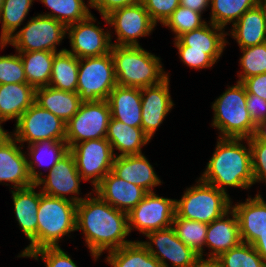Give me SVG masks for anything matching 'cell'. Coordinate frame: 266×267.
Returning a JSON list of instances; mask_svg holds the SVG:
<instances>
[{
	"label": "cell",
	"mask_w": 266,
	"mask_h": 267,
	"mask_svg": "<svg viewBox=\"0 0 266 267\" xmlns=\"http://www.w3.org/2000/svg\"><path fill=\"white\" fill-rule=\"evenodd\" d=\"M76 203L41 192L37 212V250L60 247L64 236L76 231Z\"/></svg>",
	"instance_id": "5"
},
{
	"label": "cell",
	"mask_w": 266,
	"mask_h": 267,
	"mask_svg": "<svg viewBox=\"0 0 266 267\" xmlns=\"http://www.w3.org/2000/svg\"><path fill=\"white\" fill-rule=\"evenodd\" d=\"M9 134L0 142V183H11L13 189L32 186L27 166L26 152L21 144Z\"/></svg>",
	"instance_id": "19"
},
{
	"label": "cell",
	"mask_w": 266,
	"mask_h": 267,
	"mask_svg": "<svg viewBox=\"0 0 266 267\" xmlns=\"http://www.w3.org/2000/svg\"><path fill=\"white\" fill-rule=\"evenodd\" d=\"M111 118L127 126L141 128L142 100L141 89L116 85L107 99Z\"/></svg>",
	"instance_id": "25"
},
{
	"label": "cell",
	"mask_w": 266,
	"mask_h": 267,
	"mask_svg": "<svg viewBox=\"0 0 266 267\" xmlns=\"http://www.w3.org/2000/svg\"><path fill=\"white\" fill-rule=\"evenodd\" d=\"M35 102V89L28 83L0 84V120L20 118Z\"/></svg>",
	"instance_id": "27"
},
{
	"label": "cell",
	"mask_w": 266,
	"mask_h": 267,
	"mask_svg": "<svg viewBox=\"0 0 266 267\" xmlns=\"http://www.w3.org/2000/svg\"><path fill=\"white\" fill-rule=\"evenodd\" d=\"M216 260L219 267H266V262L256 249L251 244L243 242L223 252Z\"/></svg>",
	"instance_id": "38"
},
{
	"label": "cell",
	"mask_w": 266,
	"mask_h": 267,
	"mask_svg": "<svg viewBox=\"0 0 266 267\" xmlns=\"http://www.w3.org/2000/svg\"><path fill=\"white\" fill-rule=\"evenodd\" d=\"M11 134L22 146L43 141H65L66 123L36 102L15 123Z\"/></svg>",
	"instance_id": "9"
},
{
	"label": "cell",
	"mask_w": 266,
	"mask_h": 267,
	"mask_svg": "<svg viewBox=\"0 0 266 267\" xmlns=\"http://www.w3.org/2000/svg\"><path fill=\"white\" fill-rule=\"evenodd\" d=\"M226 36L227 32L223 28L208 22L173 41L175 46H188V50L204 51L217 63L228 44Z\"/></svg>",
	"instance_id": "24"
},
{
	"label": "cell",
	"mask_w": 266,
	"mask_h": 267,
	"mask_svg": "<svg viewBox=\"0 0 266 267\" xmlns=\"http://www.w3.org/2000/svg\"><path fill=\"white\" fill-rule=\"evenodd\" d=\"M67 35V27L52 17L38 14L30 17L26 25L13 34L0 49L10 44L17 52L51 51L57 53V45Z\"/></svg>",
	"instance_id": "7"
},
{
	"label": "cell",
	"mask_w": 266,
	"mask_h": 267,
	"mask_svg": "<svg viewBox=\"0 0 266 267\" xmlns=\"http://www.w3.org/2000/svg\"><path fill=\"white\" fill-rule=\"evenodd\" d=\"M102 18L114 27L117 41L112 45L118 46H140L137 38L149 36L156 26L142 2L115 9Z\"/></svg>",
	"instance_id": "13"
},
{
	"label": "cell",
	"mask_w": 266,
	"mask_h": 267,
	"mask_svg": "<svg viewBox=\"0 0 266 267\" xmlns=\"http://www.w3.org/2000/svg\"><path fill=\"white\" fill-rule=\"evenodd\" d=\"M110 119L107 100L82 102L78 112L66 123L68 148L82 141L106 138Z\"/></svg>",
	"instance_id": "10"
},
{
	"label": "cell",
	"mask_w": 266,
	"mask_h": 267,
	"mask_svg": "<svg viewBox=\"0 0 266 267\" xmlns=\"http://www.w3.org/2000/svg\"><path fill=\"white\" fill-rule=\"evenodd\" d=\"M248 141H261L266 142V120L261 121L255 125V130Z\"/></svg>",
	"instance_id": "50"
},
{
	"label": "cell",
	"mask_w": 266,
	"mask_h": 267,
	"mask_svg": "<svg viewBox=\"0 0 266 267\" xmlns=\"http://www.w3.org/2000/svg\"><path fill=\"white\" fill-rule=\"evenodd\" d=\"M106 263L111 267H164L139 240L109 251Z\"/></svg>",
	"instance_id": "32"
},
{
	"label": "cell",
	"mask_w": 266,
	"mask_h": 267,
	"mask_svg": "<svg viewBox=\"0 0 266 267\" xmlns=\"http://www.w3.org/2000/svg\"><path fill=\"white\" fill-rule=\"evenodd\" d=\"M103 201L129 213L148 193L142 187L117 177L112 171L92 189Z\"/></svg>",
	"instance_id": "20"
},
{
	"label": "cell",
	"mask_w": 266,
	"mask_h": 267,
	"mask_svg": "<svg viewBox=\"0 0 266 267\" xmlns=\"http://www.w3.org/2000/svg\"><path fill=\"white\" fill-rule=\"evenodd\" d=\"M240 50L242 56L239 64L242 71L237 73L239 77L237 82L266 73V43L240 48Z\"/></svg>",
	"instance_id": "39"
},
{
	"label": "cell",
	"mask_w": 266,
	"mask_h": 267,
	"mask_svg": "<svg viewBox=\"0 0 266 267\" xmlns=\"http://www.w3.org/2000/svg\"><path fill=\"white\" fill-rule=\"evenodd\" d=\"M29 258H38L44 261L45 267H78L71 259L70 255L63 251L61 247H45L34 251Z\"/></svg>",
	"instance_id": "42"
},
{
	"label": "cell",
	"mask_w": 266,
	"mask_h": 267,
	"mask_svg": "<svg viewBox=\"0 0 266 267\" xmlns=\"http://www.w3.org/2000/svg\"><path fill=\"white\" fill-rule=\"evenodd\" d=\"M199 179L227 194V187L251 188L254 177L248 139L218 137L212 157Z\"/></svg>",
	"instance_id": "2"
},
{
	"label": "cell",
	"mask_w": 266,
	"mask_h": 267,
	"mask_svg": "<svg viewBox=\"0 0 266 267\" xmlns=\"http://www.w3.org/2000/svg\"><path fill=\"white\" fill-rule=\"evenodd\" d=\"M207 22L202 19V14L191 9L178 6L163 26L168 27L174 34V40L180 35L198 29Z\"/></svg>",
	"instance_id": "40"
},
{
	"label": "cell",
	"mask_w": 266,
	"mask_h": 267,
	"mask_svg": "<svg viewBox=\"0 0 266 267\" xmlns=\"http://www.w3.org/2000/svg\"><path fill=\"white\" fill-rule=\"evenodd\" d=\"M175 200V213L184 219L209 224L231 209L230 195L200 179Z\"/></svg>",
	"instance_id": "6"
},
{
	"label": "cell",
	"mask_w": 266,
	"mask_h": 267,
	"mask_svg": "<svg viewBox=\"0 0 266 267\" xmlns=\"http://www.w3.org/2000/svg\"><path fill=\"white\" fill-rule=\"evenodd\" d=\"M211 108L214 111L211 125L219 130V138L252 137L255 124L247 111V91L241 82L228 86Z\"/></svg>",
	"instance_id": "4"
},
{
	"label": "cell",
	"mask_w": 266,
	"mask_h": 267,
	"mask_svg": "<svg viewBox=\"0 0 266 267\" xmlns=\"http://www.w3.org/2000/svg\"><path fill=\"white\" fill-rule=\"evenodd\" d=\"M17 53L21 56L27 83L34 89L48 86L56 52L32 51Z\"/></svg>",
	"instance_id": "33"
},
{
	"label": "cell",
	"mask_w": 266,
	"mask_h": 267,
	"mask_svg": "<svg viewBox=\"0 0 266 267\" xmlns=\"http://www.w3.org/2000/svg\"><path fill=\"white\" fill-rule=\"evenodd\" d=\"M258 5L262 8L266 17V0H258Z\"/></svg>",
	"instance_id": "54"
},
{
	"label": "cell",
	"mask_w": 266,
	"mask_h": 267,
	"mask_svg": "<svg viewBox=\"0 0 266 267\" xmlns=\"http://www.w3.org/2000/svg\"><path fill=\"white\" fill-rule=\"evenodd\" d=\"M111 56L119 86L142 89L159 84L169 76L161 59L142 46L112 45Z\"/></svg>",
	"instance_id": "3"
},
{
	"label": "cell",
	"mask_w": 266,
	"mask_h": 267,
	"mask_svg": "<svg viewBox=\"0 0 266 267\" xmlns=\"http://www.w3.org/2000/svg\"><path fill=\"white\" fill-rule=\"evenodd\" d=\"M83 181H90L93 189L111 172L114 153L106 138L86 140L69 148Z\"/></svg>",
	"instance_id": "11"
},
{
	"label": "cell",
	"mask_w": 266,
	"mask_h": 267,
	"mask_svg": "<svg viewBox=\"0 0 266 267\" xmlns=\"http://www.w3.org/2000/svg\"><path fill=\"white\" fill-rule=\"evenodd\" d=\"M152 166L144 154L116 156L111 171L147 192H154L153 189L162 182Z\"/></svg>",
	"instance_id": "22"
},
{
	"label": "cell",
	"mask_w": 266,
	"mask_h": 267,
	"mask_svg": "<svg viewBox=\"0 0 266 267\" xmlns=\"http://www.w3.org/2000/svg\"><path fill=\"white\" fill-rule=\"evenodd\" d=\"M146 237L149 240H141V243L164 267H191L200 258L177 237L172 226L150 232ZM167 261H170L171 266Z\"/></svg>",
	"instance_id": "15"
},
{
	"label": "cell",
	"mask_w": 266,
	"mask_h": 267,
	"mask_svg": "<svg viewBox=\"0 0 266 267\" xmlns=\"http://www.w3.org/2000/svg\"><path fill=\"white\" fill-rule=\"evenodd\" d=\"M170 76L161 83L141 89L142 123L141 128L150 138L154 137L159 126L175 105L170 95Z\"/></svg>",
	"instance_id": "18"
},
{
	"label": "cell",
	"mask_w": 266,
	"mask_h": 267,
	"mask_svg": "<svg viewBox=\"0 0 266 267\" xmlns=\"http://www.w3.org/2000/svg\"><path fill=\"white\" fill-rule=\"evenodd\" d=\"M79 58L65 49L55 53L49 85L53 88L76 92L78 83Z\"/></svg>",
	"instance_id": "31"
},
{
	"label": "cell",
	"mask_w": 266,
	"mask_h": 267,
	"mask_svg": "<svg viewBox=\"0 0 266 267\" xmlns=\"http://www.w3.org/2000/svg\"><path fill=\"white\" fill-rule=\"evenodd\" d=\"M257 4L258 0H210L209 22L225 29L229 23L233 26L247 10Z\"/></svg>",
	"instance_id": "36"
},
{
	"label": "cell",
	"mask_w": 266,
	"mask_h": 267,
	"mask_svg": "<svg viewBox=\"0 0 266 267\" xmlns=\"http://www.w3.org/2000/svg\"><path fill=\"white\" fill-rule=\"evenodd\" d=\"M96 17L90 14L84 20L67 26V38L77 58L98 57L111 52L112 34L95 25Z\"/></svg>",
	"instance_id": "14"
},
{
	"label": "cell",
	"mask_w": 266,
	"mask_h": 267,
	"mask_svg": "<svg viewBox=\"0 0 266 267\" xmlns=\"http://www.w3.org/2000/svg\"><path fill=\"white\" fill-rule=\"evenodd\" d=\"M35 102L67 123L82 103L77 92H67L51 86L35 89Z\"/></svg>",
	"instance_id": "30"
},
{
	"label": "cell",
	"mask_w": 266,
	"mask_h": 267,
	"mask_svg": "<svg viewBox=\"0 0 266 267\" xmlns=\"http://www.w3.org/2000/svg\"><path fill=\"white\" fill-rule=\"evenodd\" d=\"M27 83L20 54L0 56V84Z\"/></svg>",
	"instance_id": "41"
},
{
	"label": "cell",
	"mask_w": 266,
	"mask_h": 267,
	"mask_svg": "<svg viewBox=\"0 0 266 267\" xmlns=\"http://www.w3.org/2000/svg\"><path fill=\"white\" fill-rule=\"evenodd\" d=\"M177 237L196 252L201 258L204 257V246L208 224L199 221L187 220L179 217L176 213L172 223Z\"/></svg>",
	"instance_id": "37"
},
{
	"label": "cell",
	"mask_w": 266,
	"mask_h": 267,
	"mask_svg": "<svg viewBox=\"0 0 266 267\" xmlns=\"http://www.w3.org/2000/svg\"><path fill=\"white\" fill-rule=\"evenodd\" d=\"M210 0H180V6L203 14L210 7Z\"/></svg>",
	"instance_id": "49"
},
{
	"label": "cell",
	"mask_w": 266,
	"mask_h": 267,
	"mask_svg": "<svg viewBox=\"0 0 266 267\" xmlns=\"http://www.w3.org/2000/svg\"><path fill=\"white\" fill-rule=\"evenodd\" d=\"M139 2H142V0H90V8H95L101 16H106L115 9Z\"/></svg>",
	"instance_id": "47"
},
{
	"label": "cell",
	"mask_w": 266,
	"mask_h": 267,
	"mask_svg": "<svg viewBox=\"0 0 266 267\" xmlns=\"http://www.w3.org/2000/svg\"><path fill=\"white\" fill-rule=\"evenodd\" d=\"M44 6L51 9L50 13H42L41 15L52 17L63 23L66 27L87 18L91 12L84 0H39Z\"/></svg>",
	"instance_id": "34"
},
{
	"label": "cell",
	"mask_w": 266,
	"mask_h": 267,
	"mask_svg": "<svg viewBox=\"0 0 266 267\" xmlns=\"http://www.w3.org/2000/svg\"><path fill=\"white\" fill-rule=\"evenodd\" d=\"M35 0H3L0 10V43H5L15 34L26 19Z\"/></svg>",
	"instance_id": "35"
},
{
	"label": "cell",
	"mask_w": 266,
	"mask_h": 267,
	"mask_svg": "<svg viewBox=\"0 0 266 267\" xmlns=\"http://www.w3.org/2000/svg\"><path fill=\"white\" fill-rule=\"evenodd\" d=\"M106 139L119 153L114 156H127L142 154V147L151 142L142 128L127 126L119 120L111 118L107 128Z\"/></svg>",
	"instance_id": "26"
},
{
	"label": "cell",
	"mask_w": 266,
	"mask_h": 267,
	"mask_svg": "<svg viewBox=\"0 0 266 267\" xmlns=\"http://www.w3.org/2000/svg\"><path fill=\"white\" fill-rule=\"evenodd\" d=\"M230 34L240 48L266 43V17L262 8L257 4L247 10L227 33Z\"/></svg>",
	"instance_id": "28"
},
{
	"label": "cell",
	"mask_w": 266,
	"mask_h": 267,
	"mask_svg": "<svg viewBox=\"0 0 266 267\" xmlns=\"http://www.w3.org/2000/svg\"><path fill=\"white\" fill-rule=\"evenodd\" d=\"M81 180L83 179L77 170L74 156L68 152L45 177H41L35 184L43 194L78 204L83 199L82 196L79 197ZM69 194L71 196L67 197Z\"/></svg>",
	"instance_id": "16"
},
{
	"label": "cell",
	"mask_w": 266,
	"mask_h": 267,
	"mask_svg": "<svg viewBox=\"0 0 266 267\" xmlns=\"http://www.w3.org/2000/svg\"><path fill=\"white\" fill-rule=\"evenodd\" d=\"M117 85L111 52L79 58L77 93L82 102L107 100Z\"/></svg>",
	"instance_id": "8"
},
{
	"label": "cell",
	"mask_w": 266,
	"mask_h": 267,
	"mask_svg": "<svg viewBox=\"0 0 266 267\" xmlns=\"http://www.w3.org/2000/svg\"><path fill=\"white\" fill-rule=\"evenodd\" d=\"M150 18L157 25H162L180 5V0H142Z\"/></svg>",
	"instance_id": "43"
},
{
	"label": "cell",
	"mask_w": 266,
	"mask_h": 267,
	"mask_svg": "<svg viewBox=\"0 0 266 267\" xmlns=\"http://www.w3.org/2000/svg\"><path fill=\"white\" fill-rule=\"evenodd\" d=\"M37 185L21 189H10L14 204V213L20 230L30 241L29 245L21 251L17 257L30 256L34 251H37V212L41 197V190L35 192Z\"/></svg>",
	"instance_id": "17"
},
{
	"label": "cell",
	"mask_w": 266,
	"mask_h": 267,
	"mask_svg": "<svg viewBox=\"0 0 266 267\" xmlns=\"http://www.w3.org/2000/svg\"><path fill=\"white\" fill-rule=\"evenodd\" d=\"M191 267H219L216 259L199 258Z\"/></svg>",
	"instance_id": "52"
},
{
	"label": "cell",
	"mask_w": 266,
	"mask_h": 267,
	"mask_svg": "<svg viewBox=\"0 0 266 267\" xmlns=\"http://www.w3.org/2000/svg\"><path fill=\"white\" fill-rule=\"evenodd\" d=\"M27 166L30 178L36 183L43 173L36 171L40 166L45 165L47 171L60 161L68 152L69 148L66 141L43 140L27 146ZM38 167V168H36Z\"/></svg>",
	"instance_id": "29"
},
{
	"label": "cell",
	"mask_w": 266,
	"mask_h": 267,
	"mask_svg": "<svg viewBox=\"0 0 266 267\" xmlns=\"http://www.w3.org/2000/svg\"><path fill=\"white\" fill-rule=\"evenodd\" d=\"M2 4H3V0H0V10H1Z\"/></svg>",
	"instance_id": "55"
},
{
	"label": "cell",
	"mask_w": 266,
	"mask_h": 267,
	"mask_svg": "<svg viewBox=\"0 0 266 267\" xmlns=\"http://www.w3.org/2000/svg\"><path fill=\"white\" fill-rule=\"evenodd\" d=\"M241 83L248 94L257 95L266 101V73L246 78Z\"/></svg>",
	"instance_id": "48"
},
{
	"label": "cell",
	"mask_w": 266,
	"mask_h": 267,
	"mask_svg": "<svg viewBox=\"0 0 266 267\" xmlns=\"http://www.w3.org/2000/svg\"><path fill=\"white\" fill-rule=\"evenodd\" d=\"M252 246L256 249L261 258L266 262V233L262 234Z\"/></svg>",
	"instance_id": "51"
},
{
	"label": "cell",
	"mask_w": 266,
	"mask_h": 267,
	"mask_svg": "<svg viewBox=\"0 0 266 267\" xmlns=\"http://www.w3.org/2000/svg\"><path fill=\"white\" fill-rule=\"evenodd\" d=\"M235 212L243 243L253 244L266 233V201L257 193L254 198L248 195L245 202L231 205Z\"/></svg>",
	"instance_id": "21"
},
{
	"label": "cell",
	"mask_w": 266,
	"mask_h": 267,
	"mask_svg": "<svg viewBox=\"0 0 266 267\" xmlns=\"http://www.w3.org/2000/svg\"><path fill=\"white\" fill-rule=\"evenodd\" d=\"M175 200L148 192L127 213L129 232L135 229L146 236L150 232L171 227L175 216Z\"/></svg>",
	"instance_id": "12"
},
{
	"label": "cell",
	"mask_w": 266,
	"mask_h": 267,
	"mask_svg": "<svg viewBox=\"0 0 266 267\" xmlns=\"http://www.w3.org/2000/svg\"><path fill=\"white\" fill-rule=\"evenodd\" d=\"M2 123L3 122L0 120V142L10 134L7 130H4Z\"/></svg>",
	"instance_id": "53"
},
{
	"label": "cell",
	"mask_w": 266,
	"mask_h": 267,
	"mask_svg": "<svg viewBox=\"0 0 266 267\" xmlns=\"http://www.w3.org/2000/svg\"><path fill=\"white\" fill-rule=\"evenodd\" d=\"M252 153V171L255 183L266 184V142L249 141Z\"/></svg>",
	"instance_id": "44"
},
{
	"label": "cell",
	"mask_w": 266,
	"mask_h": 267,
	"mask_svg": "<svg viewBox=\"0 0 266 267\" xmlns=\"http://www.w3.org/2000/svg\"><path fill=\"white\" fill-rule=\"evenodd\" d=\"M241 242L238 219L232 208L208 224L205 247L210 252L207 258L216 259Z\"/></svg>",
	"instance_id": "23"
},
{
	"label": "cell",
	"mask_w": 266,
	"mask_h": 267,
	"mask_svg": "<svg viewBox=\"0 0 266 267\" xmlns=\"http://www.w3.org/2000/svg\"><path fill=\"white\" fill-rule=\"evenodd\" d=\"M93 193L86 194L76 205V231H82L85 244L96 261L104 251L121 248L133 241L126 240L130 234L128 214Z\"/></svg>",
	"instance_id": "1"
},
{
	"label": "cell",
	"mask_w": 266,
	"mask_h": 267,
	"mask_svg": "<svg viewBox=\"0 0 266 267\" xmlns=\"http://www.w3.org/2000/svg\"><path fill=\"white\" fill-rule=\"evenodd\" d=\"M247 111L255 125L266 120V101L257 95L247 93Z\"/></svg>",
	"instance_id": "46"
},
{
	"label": "cell",
	"mask_w": 266,
	"mask_h": 267,
	"mask_svg": "<svg viewBox=\"0 0 266 267\" xmlns=\"http://www.w3.org/2000/svg\"><path fill=\"white\" fill-rule=\"evenodd\" d=\"M178 49L179 57L185 65L192 69L210 68L216 62L204 51L188 50V46H175Z\"/></svg>",
	"instance_id": "45"
}]
</instances>
